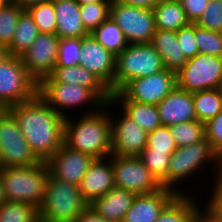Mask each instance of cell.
<instances>
[{"instance_id":"60d3db41","label":"cell","mask_w":222,"mask_h":222,"mask_svg":"<svg viewBox=\"0 0 222 222\" xmlns=\"http://www.w3.org/2000/svg\"><path fill=\"white\" fill-rule=\"evenodd\" d=\"M176 36L187 60L199 53L195 40V23H190L188 26L180 28L176 31Z\"/></svg>"},{"instance_id":"5b68a950","label":"cell","mask_w":222,"mask_h":222,"mask_svg":"<svg viewBox=\"0 0 222 222\" xmlns=\"http://www.w3.org/2000/svg\"><path fill=\"white\" fill-rule=\"evenodd\" d=\"M164 69L163 60L151 43L128 44L116 55L114 93L133 79L152 75Z\"/></svg>"},{"instance_id":"8d00e7d4","label":"cell","mask_w":222,"mask_h":222,"mask_svg":"<svg viewBox=\"0 0 222 222\" xmlns=\"http://www.w3.org/2000/svg\"><path fill=\"white\" fill-rule=\"evenodd\" d=\"M195 40L199 53L222 57V33L195 24Z\"/></svg>"},{"instance_id":"e0dca14e","label":"cell","mask_w":222,"mask_h":222,"mask_svg":"<svg viewBox=\"0 0 222 222\" xmlns=\"http://www.w3.org/2000/svg\"><path fill=\"white\" fill-rule=\"evenodd\" d=\"M93 160L90 155L71 149L63 143L46 163L54 177L79 185Z\"/></svg>"},{"instance_id":"4dcf8cb0","label":"cell","mask_w":222,"mask_h":222,"mask_svg":"<svg viewBox=\"0 0 222 222\" xmlns=\"http://www.w3.org/2000/svg\"><path fill=\"white\" fill-rule=\"evenodd\" d=\"M177 147H184L206 139L205 123L198 120L168 126Z\"/></svg>"},{"instance_id":"f6af8a7d","label":"cell","mask_w":222,"mask_h":222,"mask_svg":"<svg viewBox=\"0 0 222 222\" xmlns=\"http://www.w3.org/2000/svg\"><path fill=\"white\" fill-rule=\"evenodd\" d=\"M75 222H112L100 216L90 205L81 213Z\"/></svg>"},{"instance_id":"83f0119b","label":"cell","mask_w":222,"mask_h":222,"mask_svg":"<svg viewBox=\"0 0 222 222\" xmlns=\"http://www.w3.org/2000/svg\"><path fill=\"white\" fill-rule=\"evenodd\" d=\"M193 200V201H192ZM194 198L178 194L161 212L155 222H192L199 210Z\"/></svg>"},{"instance_id":"ac0fdd59","label":"cell","mask_w":222,"mask_h":222,"mask_svg":"<svg viewBox=\"0 0 222 222\" xmlns=\"http://www.w3.org/2000/svg\"><path fill=\"white\" fill-rule=\"evenodd\" d=\"M177 195L165 187L153 193L136 195L122 222H155Z\"/></svg>"},{"instance_id":"7c38bea8","label":"cell","mask_w":222,"mask_h":222,"mask_svg":"<svg viewBox=\"0 0 222 222\" xmlns=\"http://www.w3.org/2000/svg\"><path fill=\"white\" fill-rule=\"evenodd\" d=\"M114 186L136 195L149 194L162 188L139 156L111 155Z\"/></svg>"},{"instance_id":"bcb514c9","label":"cell","mask_w":222,"mask_h":222,"mask_svg":"<svg viewBox=\"0 0 222 222\" xmlns=\"http://www.w3.org/2000/svg\"><path fill=\"white\" fill-rule=\"evenodd\" d=\"M124 4L153 9L161 0H116Z\"/></svg>"},{"instance_id":"f35d334b","label":"cell","mask_w":222,"mask_h":222,"mask_svg":"<svg viewBox=\"0 0 222 222\" xmlns=\"http://www.w3.org/2000/svg\"><path fill=\"white\" fill-rule=\"evenodd\" d=\"M82 38H61L58 44V58L56 66H78L80 65V55Z\"/></svg>"},{"instance_id":"b9f144b4","label":"cell","mask_w":222,"mask_h":222,"mask_svg":"<svg viewBox=\"0 0 222 222\" xmlns=\"http://www.w3.org/2000/svg\"><path fill=\"white\" fill-rule=\"evenodd\" d=\"M206 140L222 158V111L205 123Z\"/></svg>"},{"instance_id":"ba28073f","label":"cell","mask_w":222,"mask_h":222,"mask_svg":"<svg viewBox=\"0 0 222 222\" xmlns=\"http://www.w3.org/2000/svg\"><path fill=\"white\" fill-rule=\"evenodd\" d=\"M221 157L212 148L211 144L205 139L201 142L194 143L192 145L177 147V150L171 155L170 165L168 169V188L175 191L178 194H183L179 189L173 187L175 184L187 179L188 176L196 174L202 166H206L208 161L214 162L216 166L215 172L218 170V166L221 162Z\"/></svg>"},{"instance_id":"7402d4cb","label":"cell","mask_w":222,"mask_h":222,"mask_svg":"<svg viewBox=\"0 0 222 222\" xmlns=\"http://www.w3.org/2000/svg\"><path fill=\"white\" fill-rule=\"evenodd\" d=\"M56 13V35L61 38H82L90 34L84 27L80 5L75 0H53Z\"/></svg>"},{"instance_id":"681fc988","label":"cell","mask_w":222,"mask_h":222,"mask_svg":"<svg viewBox=\"0 0 222 222\" xmlns=\"http://www.w3.org/2000/svg\"><path fill=\"white\" fill-rule=\"evenodd\" d=\"M215 182L216 186L222 191V162H220V165L218 166L217 173H215Z\"/></svg>"},{"instance_id":"603a6c76","label":"cell","mask_w":222,"mask_h":222,"mask_svg":"<svg viewBox=\"0 0 222 222\" xmlns=\"http://www.w3.org/2000/svg\"><path fill=\"white\" fill-rule=\"evenodd\" d=\"M135 196V193L114 187L105 195L97 198L90 206L105 219L122 222Z\"/></svg>"},{"instance_id":"836d02e7","label":"cell","mask_w":222,"mask_h":222,"mask_svg":"<svg viewBox=\"0 0 222 222\" xmlns=\"http://www.w3.org/2000/svg\"><path fill=\"white\" fill-rule=\"evenodd\" d=\"M171 155L159 151H142L139 155L150 173L165 188H168V169Z\"/></svg>"},{"instance_id":"cb8c5ba5","label":"cell","mask_w":222,"mask_h":222,"mask_svg":"<svg viewBox=\"0 0 222 222\" xmlns=\"http://www.w3.org/2000/svg\"><path fill=\"white\" fill-rule=\"evenodd\" d=\"M151 44L160 54L166 69L177 72L188 61L178 43L176 31L157 29Z\"/></svg>"},{"instance_id":"d6986e66","label":"cell","mask_w":222,"mask_h":222,"mask_svg":"<svg viewBox=\"0 0 222 222\" xmlns=\"http://www.w3.org/2000/svg\"><path fill=\"white\" fill-rule=\"evenodd\" d=\"M94 159L86 174L83 176L79 188L82 197L92 204L97 198L105 195L109 190L114 188V171L113 164L109 157Z\"/></svg>"},{"instance_id":"4316f807","label":"cell","mask_w":222,"mask_h":222,"mask_svg":"<svg viewBox=\"0 0 222 222\" xmlns=\"http://www.w3.org/2000/svg\"><path fill=\"white\" fill-rule=\"evenodd\" d=\"M120 109L131 120L135 121L147 133L153 132L162 125L156 105L138 103L135 101H121Z\"/></svg>"},{"instance_id":"816d5d0a","label":"cell","mask_w":222,"mask_h":222,"mask_svg":"<svg viewBox=\"0 0 222 222\" xmlns=\"http://www.w3.org/2000/svg\"><path fill=\"white\" fill-rule=\"evenodd\" d=\"M6 202L5 195H4V190H3V182L2 178L0 176V206Z\"/></svg>"},{"instance_id":"f546056e","label":"cell","mask_w":222,"mask_h":222,"mask_svg":"<svg viewBox=\"0 0 222 222\" xmlns=\"http://www.w3.org/2000/svg\"><path fill=\"white\" fill-rule=\"evenodd\" d=\"M91 34L105 49L111 51L115 56L128 46L122 29L110 17Z\"/></svg>"},{"instance_id":"44dd1931","label":"cell","mask_w":222,"mask_h":222,"mask_svg":"<svg viewBox=\"0 0 222 222\" xmlns=\"http://www.w3.org/2000/svg\"><path fill=\"white\" fill-rule=\"evenodd\" d=\"M41 82L79 84L90 88L105 104L111 101L109 88L83 66H55L52 74Z\"/></svg>"},{"instance_id":"f5cc1de1","label":"cell","mask_w":222,"mask_h":222,"mask_svg":"<svg viewBox=\"0 0 222 222\" xmlns=\"http://www.w3.org/2000/svg\"><path fill=\"white\" fill-rule=\"evenodd\" d=\"M79 5L82 4H89V3H95L100 1H112V0H75Z\"/></svg>"},{"instance_id":"5bb4252c","label":"cell","mask_w":222,"mask_h":222,"mask_svg":"<svg viewBox=\"0 0 222 222\" xmlns=\"http://www.w3.org/2000/svg\"><path fill=\"white\" fill-rule=\"evenodd\" d=\"M59 40L56 34L39 33L20 56L28 74L37 84L52 74L57 64Z\"/></svg>"},{"instance_id":"7bdbcfd3","label":"cell","mask_w":222,"mask_h":222,"mask_svg":"<svg viewBox=\"0 0 222 222\" xmlns=\"http://www.w3.org/2000/svg\"><path fill=\"white\" fill-rule=\"evenodd\" d=\"M187 19L190 23H196L205 11L209 0H179Z\"/></svg>"},{"instance_id":"8fae6325","label":"cell","mask_w":222,"mask_h":222,"mask_svg":"<svg viewBox=\"0 0 222 222\" xmlns=\"http://www.w3.org/2000/svg\"><path fill=\"white\" fill-rule=\"evenodd\" d=\"M109 17L122 29L128 44L151 43L157 30L153 9L112 0Z\"/></svg>"},{"instance_id":"74e56055","label":"cell","mask_w":222,"mask_h":222,"mask_svg":"<svg viewBox=\"0 0 222 222\" xmlns=\"http://www.w3.org/2000/svg\"><path fill=\"white\" fill-rule=\"evenodd\" d=\"M177 150L174 138L168 126L161 125L147 134V146L143 151H159L173 154Z\"/></svg>"},{"instance_id":"6da1fadb","label":"cell","mask_w":222,"mask_h":222,"mask_svg":"<svg viewBox=\"0 0 222 222\" xmlns=\"http://www.w3.org/2000/svg\"><path fill=\"white\" fill-rule=\"evenodd\" d=\"M14 117L31 150L46 162L64 143L66 117L57 113L38 93L29 101L6 108Z\"/></svg>"},{"instance_id":"7a4b0ae2","label":"cell","mask_w":222,"mask_h":222,"mask_svg":"<svg viewBox=\"0 0 222 222\" xmlns=\"http://www.w3.org/2000/svg\"><path fill=\"white\" fill-rule=\"evenodd\" d=\"M111 105L112 101H109L100 110L88 111L89 113L81 116L78 122L66 117L64 144L90 155L93 159L110 157L112 155L111 117L106 108Z\"/></svg>"},{"instance_id":"c3c4849f","label":"cell","mask_w":222,"mask_h":222,"mask_svg":"<svg viewBox=\"0 0 222 222\" xmlns=\"http://www.w3.org/2000/svg\"><path fill=\"white\" fill-rule=\"evenodd\" d=\"M195 220L197 222H218L214 218H212L206 211H201L200 208L196 214Z\"/></svg>"},{"instance_id":"f907efd6","label":"cell","mask_w":222,"mask_h":222,"mask_svg":"<svg viewBox=\"0 0 222 222\" xmlns=\"http://www.w3.org/2000/svg\"><path fill=\"white\" fill-rule=\"evenodd\" d=\"M8 56L9 54H8L7 48L0 45V63L4 61V59Z\"/></svg>"},{"instance_id":"ab89813d","label":"cell","mask_w":222,"mask_h":222,"mask_svg":"<svg viewBox=\"0 0 222 222\" xmlns=\"http://www.w3.org/2000/svg\"><path fill=\"white\" fill-rule=\"evenodd\" d=\"M195 24L222 33V5L220 1L209 0L205 11Z\"/></svg>"},{"instance_id":"4fadbf2b","label":"cell","mask_w":222,"mask_h":222,"mask_svg":"<svg viewBox=\"0 0 222 222\" xmlns=\"http://www.w3.org/2000/svg\"><path fill=\"white\" fill-rule=\"evenodd\" d=\"M37 93L64 117H67L66 112L63 111L64 108L70 109L76 106L83 107L84 104H93L95 110H100L105 105L90 88L79 84L40 82Z\"/></svg>"},{"instance_id":"d4e9b609","label":"cell","mask_w":222,"mask_h":222,"mask_svg":"<svg viewBox=\"0 0 222 222\" xmlns=\"http://www.w3.org/2000/svg\"><path fill=\"white\" fill-rule=\"evenodd\" d=\"M156 29L178 31L190 24L179 0H161L154 8Z\"/></svg>"},{"instance_id":"9a60e30c","label":"cell","mask_w":222,"mask_h":222,"mask_svg":"<svg viewBox=\"0 0 222 222\" xmlns=\"http://www.w3.org/2000/svg\"><path fill=\"white\" fill-rule=\"evenodd\" d=\"M80 65L97 76L114 93L116 56L105 49L93 36L82 37Z\"/></svg>"},{"instance_id":"ee69618b","label":"cell","mask_w":222,"mask_h":222,"mask_svg":"<svg viewBox=\"0 0 222 222\" xmlns=\"http://www.w3.org/2000/svg\"><path fill=\"white\" fill-rule=\"evenodd\" d=\"M213 188H215L213 189V196H211L207 208L204 209L216 221L222 222V191L215 184Z\"/></svg>"},{"instance_id":"3957f363","label":"cell","mask_w":222,"mask_h":222,"mask_svg":"<svg viewBox=\"0 0 222 222\" xmlns=\"http://www.w3.org/2000/svg\"><path fill=\"white\" fill-rule=\"evenodd\" d=\"M0 176L6 201L29 203L40 208L49 178V167L46 162L0 168Z\"/></svg>"},{"instance_id":"db71d44e","label":"cell","mask_w":222,"mask_h":222,"mask_svg":"<svg viewBox=\"0 0 222 222\" xmlns=\"http://www.w3.org/2000/svg\"><path fill=\"white\" fill-rule=\"evenodd\" d=\"M4 2H5L4 0H0V6H1Z\"/></svg>"},{"instance_id":"d6a6232c","label":"cell","mask_w":222,"mask_h":222,"mask_svg":"<svg viewBox=\"0 0 222 222\" xmlns=\"http://www.w3.org/2000/svg\"><path fill=\"white\" fill-rule=\"evenodd\" d=\"M0 222H40L39 209L29 203L6 201L0 206Z\"/></svg>"},{"instance_id":"f1b7e54d","label":"cell","mask_w":222,"mask_h":222,"mask_svg":"<svg viewBox=\"0 0 222 222\" xmlns=\"http://www.w3.org/2000/svg\"><path fill=\"white\" fill-rule=\"evenodd\" d=\"M193 104L197 120L206 123L222 111V88L193 93Z\"/></svg>"},{"instance_id":"ffe728a7","label":"cell","mask_w":222,"mask_h":222,"mask_svg":"<svg viewBox=\"0 0 222 222\" xmlns=\"http://www.w3.org/2000/svg\"><path fill=\"white\" fill-rule=\"evenodd\" d=\"M156 106L162 125L171 126L197 120L193 104V93L178 86Z\"/></svg>"},{"instance_id":"30bf717a","label":"cell","mask_w":222,"mask_h":222,"mask_svg":"<svg viewBox=\"0 0 222 222\" xmlns=\"http://www.w3.org/2000/svg\"><path fill=\"white\" fill-rule=\"evenodd\" d=\"M40 162L14 117L6 109H2L0 111V168L36 165Z\"/></svg>"},{"instance_id":"e575fe53","label":"cell","mask_w":222,"mask_h":222,"mask_svg":"<svg viewBox=\"0 0 222 222\" xmlns=\"http://www.w3.org/2000/svg\"><path fill=\"white\" fill-rule=\"evenodd\" d=\"M40 33L56 34V13L53 0L37 3L26 9Z\"/></svg>"},{"instance_id":"2e32d148","label":"cell","mask_w":222,"mask_h":222,"mask_svg":"<svg viewBox=\"0 0 222 222\" xmlns=\"http://www.w3.org/2000/svg\"><path fill=\"white\" fill-rule=\"evenodd\" d=\"M121 114L119 120L113 121L111 117L112 155L139 156L147 146L148 133L123 112Z\"/></svg>"},{"instance_id":"7dc6e473","label":"cell","mask_w":222,"mask_h":222,"mask_svg":"<svg viewBox=\"0 0 222 222\" xmlns=\"http://www.w3.org/2000/svg\"><path fill=\"white\" fill-rule=\"evenodd\" d=\"M9 1L20 5L24 9H27L31 5L51 1V0H9Z\"/></svg>"},{"instance_id":"8992f818","label":"cell","mask_w":222,"mask_h":222,"mask_svg":"<svg viewBox=\"0 0 222 222\" xmlns=\"http://www.w3.org/2000/svg\"><path fill=\"white\" fill-rule=\"evenodd\" d=\"M176 86V72L165 68L152 75L129 81L120 91L112 93L111 101L113 106L120 101L157 105Z\"/></svg>"},{"instance_id":"52a82bcc","label":"cell","mask_w":222,"mask_h":222,"mask_svg":"<svg viewBox=\"0 0 222 222\" xmlns=\"http://www.w3.org/2000/svg\"><path fill=\"white\" fill-rule=\"evenodd\" d=\"M38 84L30 77L20 57L9 55L0 63V107L31 100Z\"/></svg>"},{"instance_id":"1f68e13d","label":"cell","mask_w":222,"mask_h":222,"mask_svg":"<svg viewBox=\"0 0 222 222\" xmlns=\"http://www.w3.org/2000/svg\"><path fill=\"white\" fill-rule=\"evenodd\" d=\"M25 9L20 5L5 1L0 6V45L8 48L13 40L18 18Z\"/></svg>"},{"instance_id":"d590c367","label":"cell","mask_w":222,"mask_h":222,"mask_svg":"<svg viewBox=\"0 0 222 222\" xmlns=\"http://www.w3.org/2000/svg\"><path fill=\"white\" fill-rule=\"evenodd\" d=\"M111 1H100L80 5V15L85 29L92 33L110 15Z\"/></svg>"},{"instance_id":"9c48e42d","label":"cell","mask_w":222,"mask_h":222,"mask_svg":"<svg viewBox=\"0 0 222 222\" xmlns=\"http://www.w3.org/2000/svg\"><path fill=\"white\" fill-rule=\"evenodd\" d=\"M176 80L190 93L222 88V57L198 53L176 72Z\"/></svg>"},{"instance_id":"277c9868","label":"cell","mask_w":222,"mask_h":222,"mask_svg":"<svg viewBox=\"0 0 222 222\" xmlns=\"http://www.w3.org/2000/svg\"><path fill=\"white\" fill-rule=\"evenodd\" d=\"M90 204L79 185L59 180L49 172L45 198L39 208L40 222H75Z\"/></svg>"},{"instance_id":"484cf974","label":"cell","mask_w":222,"mask_h":222,"mask_svg":"<svg viewBox=\"0 0 222 222\" xmlns=\"http://www.w3.org/2000/svg\"><path fill=\"white\" fill-rule=\"evenodd\" d=\"M39 33L32 16L25 9L18 18L13 40L7 48L8 54L20 57L30 47Z\"/></svg>"}]
</instances>
